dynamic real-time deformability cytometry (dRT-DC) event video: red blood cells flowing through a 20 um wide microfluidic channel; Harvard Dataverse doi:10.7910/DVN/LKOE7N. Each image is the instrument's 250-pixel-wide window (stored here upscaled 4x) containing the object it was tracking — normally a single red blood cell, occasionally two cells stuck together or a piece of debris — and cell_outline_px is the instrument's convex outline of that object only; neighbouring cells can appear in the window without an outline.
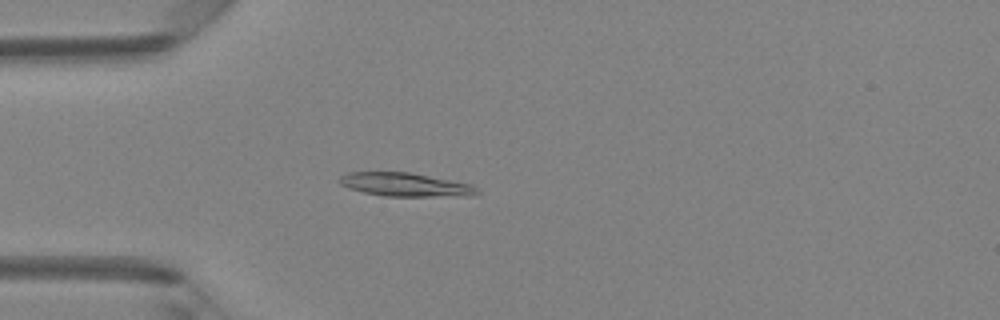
{"species": "Egyptian fruit bat (a non-hibernating species)", "species_latin": "Rousettus aegyptiacus", "temperature_condition": "room temperature", "stored_images_in_passage": 49, "camera_frame_rate_fps": 3000, "um_per_image_px": 0.085, "animal": {"sex": "female"}, "frame": {"image": 1, "passage_image": 14, "time_ms": 4.333, "image_size_px": [1000, 320], "cell_outline_px": [[480, 192], [476, 196], [384, 196], [364, 192], [348, 188], [340, 184], [336, 180], [340, 176], [348, 172], [408, 172], [472, 184]], "centroid_in_image_um": [34.44, 15.7], "position_along_channel_um": 50.6, "area_um2": 18.96}}
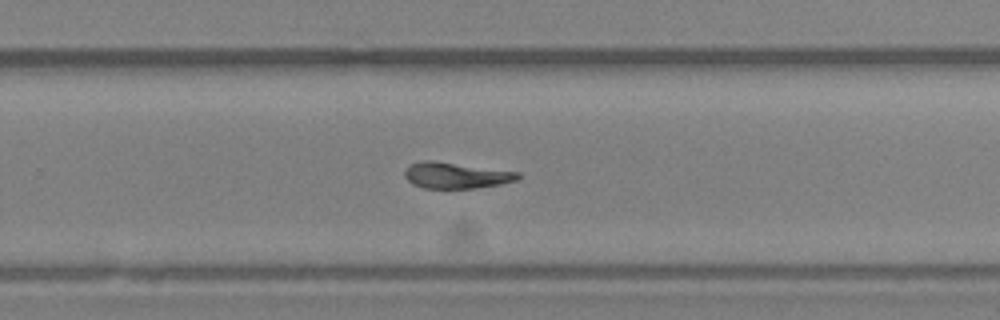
{"frame": {"image": 2, "passage_image": 32, "time_ms": 10.333, "image_size_px": [1000, 320], "cell_outline_px": [[520, 176], [516, 180], [500, 184], [472, 188], [424, 188], [412, 184], [404, 176], [404, 172], [412, 164], [424, 160], [432, 160], [520, 172]], "centroid_in_image_um": [38.75, 14.9], "position_along_channel_um": 291.0, "area_um2": 16.99}}
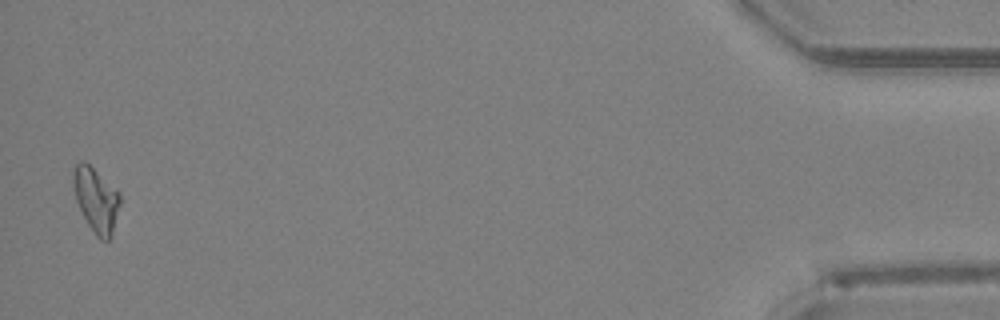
{"frame": {"image": 3, "passage_image": 48, "time_ms": 15.667, "image_size_px": [1000, 320], "cell_outline_px": [[120, 204], [112, 236], [108, 240], [100, 240], [96, 236], [88, 224], [76, 200], [72, 184], [72, 172], [76, 164], [80, 160], [84, 160], [120, 192]], "centroid_in_image_um": [8.16, 16.97], "position_along_channel_um": 427.0, "area_um2": 17.63}, "authors_computed_cell_mechanics": {"area_um2": 17.629, "velocity_mm_per_s": 4.2048, "shape_relaxation_time_tau1_ms": 3.2274, "shape_relaxation_time_tau2_ms": 3.2276, "deformation_change_tau1": 0.1621, "deformation_change_tau2": 0.1222}}